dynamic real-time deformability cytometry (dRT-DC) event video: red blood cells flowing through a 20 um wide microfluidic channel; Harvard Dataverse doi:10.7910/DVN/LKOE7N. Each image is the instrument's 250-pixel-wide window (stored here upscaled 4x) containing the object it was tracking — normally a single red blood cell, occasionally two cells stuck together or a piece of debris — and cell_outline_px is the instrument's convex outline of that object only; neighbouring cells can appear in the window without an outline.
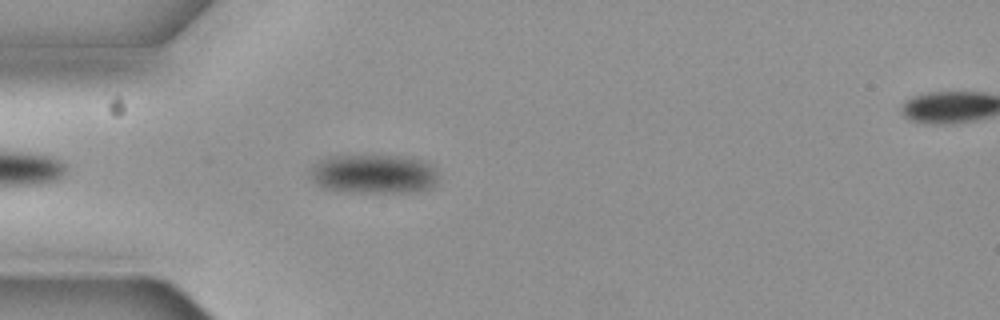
{"species": "common noctule bat (a hibernating species)", "species_latin": "Nyctalus noctula", "temperature_condition": "cold", "stored_images_in_passage": 4, "camera_frame_rate_fps": 3000, "um_per_image_px": 0.085, "animal": {"sex": "female", "body_mass_g": 19.3, "forearm_length_mm": 54.1}, "frame": {"image": 1, "passage_image": 3, "time_ms": 0.667, "image_size_px": [1000, 320], "cell_outline_px": [[440, 180], [432, 188], [420, 192], [336, 192], [320, 188], [312, 180], [312, 168], [320, 160], [328, 156], [396, 156], [424, 160], [432, 164]], "centroid_in_image_um": [31.81, 14.82], "position_along_channel_um": 53.2, "area_um2": 29.71}}